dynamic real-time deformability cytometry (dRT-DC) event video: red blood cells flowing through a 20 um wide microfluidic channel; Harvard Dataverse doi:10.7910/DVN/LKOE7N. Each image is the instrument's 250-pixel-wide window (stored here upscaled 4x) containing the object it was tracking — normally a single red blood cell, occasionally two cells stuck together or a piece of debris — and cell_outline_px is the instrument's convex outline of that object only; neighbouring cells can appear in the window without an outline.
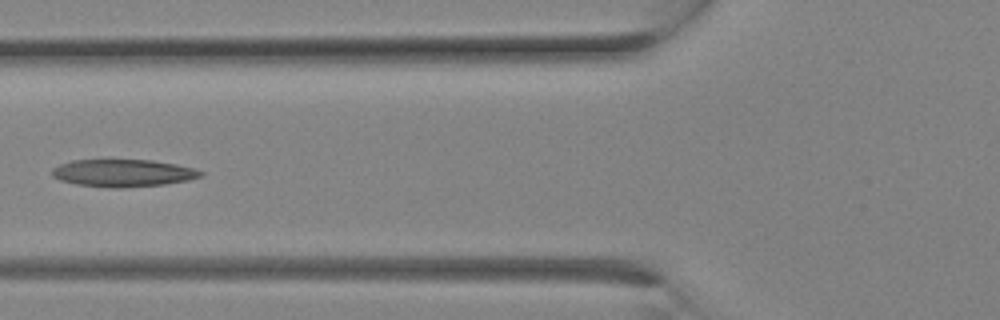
{"species": "Egyptian fruit bat (a non-hibernating species)", "species_latin": "Rousettus aegyptiacus", "temperature_condition": "room temperature", "stored_images_in_passage": 11, "camera_frame_rate_fps": 3000, "um_per_image_px": 0.085, "animal": {"sex": "female"}, "frame": {"image": 1, "passage_image": 10, "time_ms": 3.0, "image_size_px": [1000, 320], "cell_outline_px": [[204, 176], [188, 180], [164, 184], [120, 188], [112, 188], [76, 184], [60, 180], [52, 176], [52, 168], [60, 164], [72, 160], [152, 160], [176, 164], [192, 168], [204, 172]], "centroid_in_image_um": [10.46, 14.71], "position_along_channel_um": 115.3, "area_um2": 23.7}}